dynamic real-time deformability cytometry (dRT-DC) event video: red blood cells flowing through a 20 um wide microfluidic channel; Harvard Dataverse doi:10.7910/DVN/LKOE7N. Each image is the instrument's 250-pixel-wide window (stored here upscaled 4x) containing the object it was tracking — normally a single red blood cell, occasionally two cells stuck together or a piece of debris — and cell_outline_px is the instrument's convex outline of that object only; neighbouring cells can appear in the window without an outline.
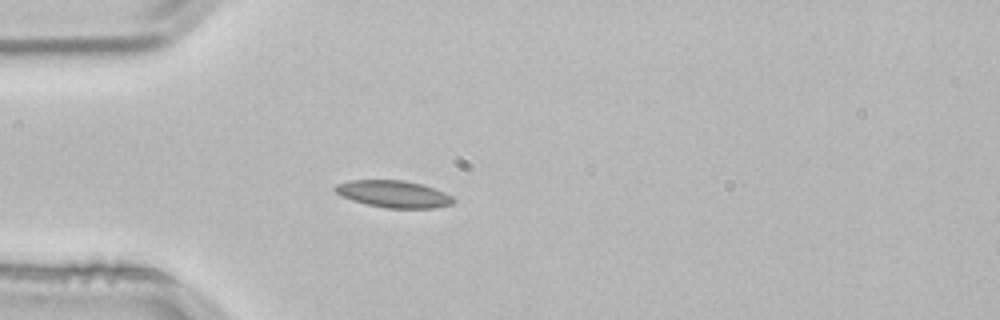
{"species": "common noctule bat (a hibernating species)", "species_latin": "Nyctalus noctula", "temperature_condition": "room temperature", "stored_images_in_passage": 2, "camera_frame_rate_fps": 3000, "um_per_image_px": 0.085, "animal": {"sex": "male", "body_mass_g": 21.5, "forearm_length_mm": 52.0}, "frame": {"image": 1, "passage_image": 2, "time_ms": 0.333, "image_size_px": [1000, 320], "cell_outline_px": [[456, 200], [452, 204], [432, 208], [384, 208], [352, 200], [336, 192], [332, 188], [336, 184], [348, 180], [404, 180], [420, 184], [444, 192], [452, 196]], "centroid_in_image_um": [33.44, 16.49], "position_along_channel_um": 51.6, "area_um2": 18.5}}